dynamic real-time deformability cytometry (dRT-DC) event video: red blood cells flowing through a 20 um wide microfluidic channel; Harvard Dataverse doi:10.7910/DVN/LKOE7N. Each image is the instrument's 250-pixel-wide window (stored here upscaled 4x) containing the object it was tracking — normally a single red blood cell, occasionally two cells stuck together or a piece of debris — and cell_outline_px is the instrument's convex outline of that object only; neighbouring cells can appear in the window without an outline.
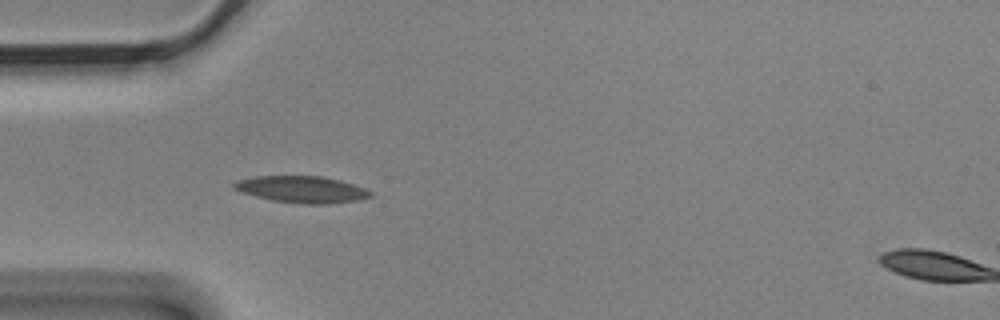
{"species": "Egyptian fruit bat (a non-hibernating species)", "species_latin": "Rousettus aegyptiacus", "temperature_condition": "cold", "stored_images_in_passage": 6, "segment_of_instrument_passage": [1, 2], "camera_frame_rate_fps": 3000, "um_per_image_px": 0.085, "animal": {"sex": "male"}, "frame": {"image": 1, "passage_image": 5, "time_ms": 1.333, "image_size_px": [1000, 320], "cell_outline_px": [[372, 196], [360, 200], [328, 204], [300, 204], [272, 200], [256, 196], [232, 188], [232, 184], [236, 180], [252, 176], [324, 176], [340, 180], [364, 188], [372, 192]], "centroid_in_image_um": [25.65, 16.1], "position_along_channel_um": 59.3, "area_um2": 21.33}}